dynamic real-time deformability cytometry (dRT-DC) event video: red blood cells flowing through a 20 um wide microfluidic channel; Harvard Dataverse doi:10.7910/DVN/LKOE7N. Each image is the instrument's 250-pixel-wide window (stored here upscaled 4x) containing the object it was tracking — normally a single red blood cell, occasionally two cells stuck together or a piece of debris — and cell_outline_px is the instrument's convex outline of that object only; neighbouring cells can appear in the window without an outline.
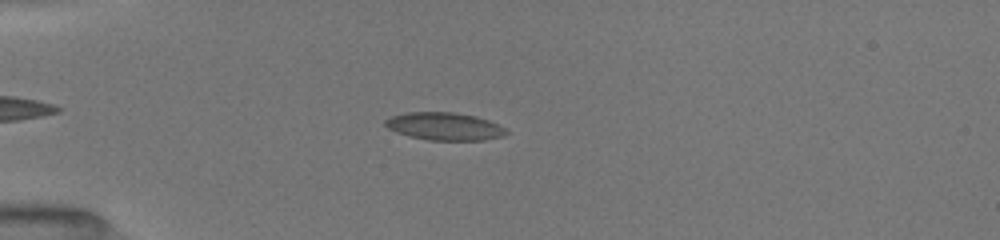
{"species": "common noctule bat (a hibernating species)", "species_latin": "Nyctalus noctula", "temperature_condition": "room temperature", "stored_images_in_passage": 25, "camera_frame_rate_fps": 3000, "um_per_image_px": 0.085, "animal": {"sex": "female", "body_mass_g": 19.5, "forearm_length_mm": 54.1}, "frame": {"image": 1, "passage_image": 7, "time_ms": 2.667, "image_size_px": [1000, 240], "cell_outline_px": [[508, 132], [504, 136], [484, 140], [428, 140], [408, 136], [396, 132], [388, 128], [384, 124], [384, 120], [392, 116], [404, 112], [452, 112], [476, 116], [488, 120], [504, 128]], "centroid_in_image_um": [37.75, 10.74], "position_along_channel_um": 47.3, "area_um2": 19.54}}
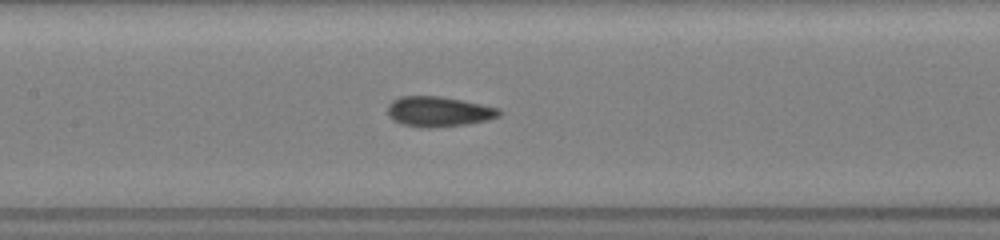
{"frame": {"image": 2, "passage_image": 16, "time_ms": 6.333, "image_size_px": [1000, 240], "cell_outline_px": [[500, 116], [488, 120], [464, 124], [428, 128], [420, 128], [400, 124], [392, 120], [388, 116], [388, 104], [392, 100], [400, 96], [440, 96], [500, 108]], "centroid_in_image_um": [37.23, 9.49], "position_along_channel_um": 170.2, "area_um2": 19.65}}
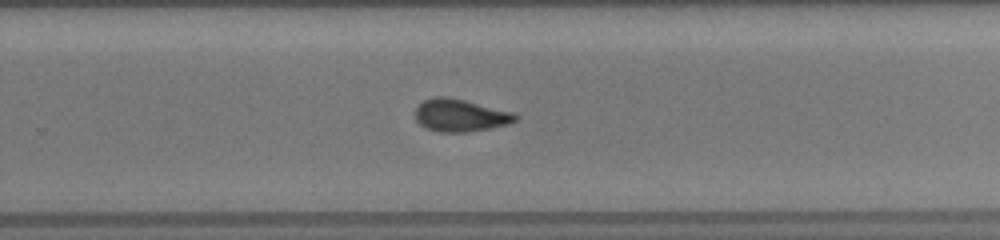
{"frame": {"image": 3, "passage_image": 24, "time_ms": 9.333, "image_size_px": [1000, 240], "cell_outline_px": [[520, 116], [516, 120], [508, 124], [488, 128], [464, 132], [440, 132], [428, 128], [420, 124], [416, 120], [416, 108], [424, 100], [436, 96], [448, 96], [516, 112]], "centroid_in_image_um": [39.17, 9.79], "position_along_channel_um": 290.6, "area_um2": 18.96}}